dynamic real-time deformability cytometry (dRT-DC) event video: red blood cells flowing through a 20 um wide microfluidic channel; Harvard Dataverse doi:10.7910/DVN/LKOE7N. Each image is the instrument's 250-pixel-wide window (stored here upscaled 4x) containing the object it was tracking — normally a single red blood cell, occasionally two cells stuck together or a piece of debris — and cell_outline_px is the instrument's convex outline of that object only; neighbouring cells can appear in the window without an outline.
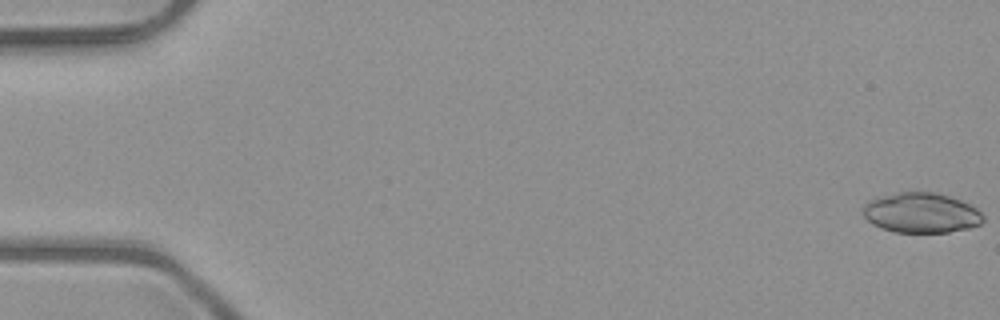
{"species": "common noctule bat (a hibernating species)", "species_latin": "Nyctalus noctula", "temperature_condition": "room temperature", "stored_images_in_passage": 4, "camera_frame_rate_fps": 3000, "um_per_image_px": 0.085, "animal": {"sex": "male", "body_mass_g": 23.1, "forearm_length_mm": 52.7}, "frame": {"image": 1, "passage_image": 1, "time_ms": 0.0, "image_size_px": [1000, 320], "cell_outline_px": [[984, 220], [980, 224], [968, 228], [948, 232], [896, 232], [880, 228], [872, 224], [864, 216], [864, 204], [868, 200], [880, 196], [900, 192], [936, 192], [960, 200], [976, 208], [984, 216]], "centroid_in_image_um": [78.29, 18.09], "position_along_channel_um": 6.7, "area_um2": 27.98}}